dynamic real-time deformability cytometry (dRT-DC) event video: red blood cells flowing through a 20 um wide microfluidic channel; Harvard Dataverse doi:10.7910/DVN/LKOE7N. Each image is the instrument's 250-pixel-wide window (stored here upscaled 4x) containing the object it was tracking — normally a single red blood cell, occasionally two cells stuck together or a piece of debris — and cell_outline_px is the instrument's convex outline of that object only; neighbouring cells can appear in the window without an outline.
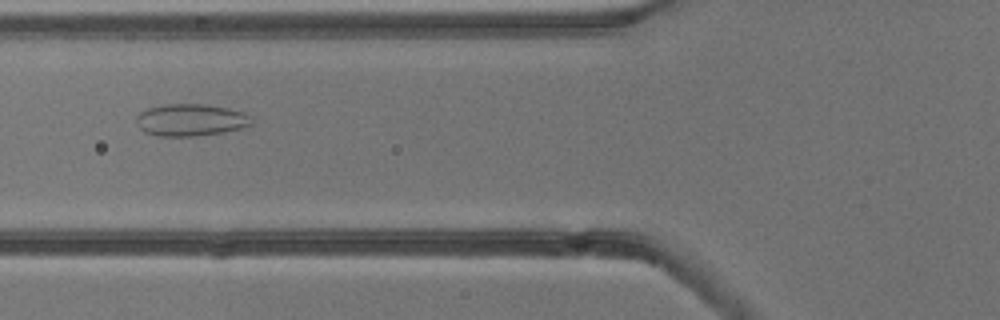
{"species": "common noctule bat (a hibernating species)", "species_latin": "Nyctalus noctula", "temperature_condition": "cold", "stored_images_in_passage": 53, "camera_frame_rate_fps": 3000, "um_per_image_px": 0.085, "animal": {"sex": "male", "body_mass_g": 13.3}, "frame": {"image": 1, "passage_image": 20, "time_ms": 6.333, "image_size_px": [1000, 320], "cell_outline_px": [[252, 124], [244, 128], [196, 136], [156, 136], [144, 132], [140, 128], [136, 120], [136, 116], [140, 112], [148, 108], [164, 104], [204, 104], [244, 112], [252, 116]], "centroid_in_image_um": [16.2, 10.2], "position_along_channel_um": 109.6, "area_um2": 21.56}}
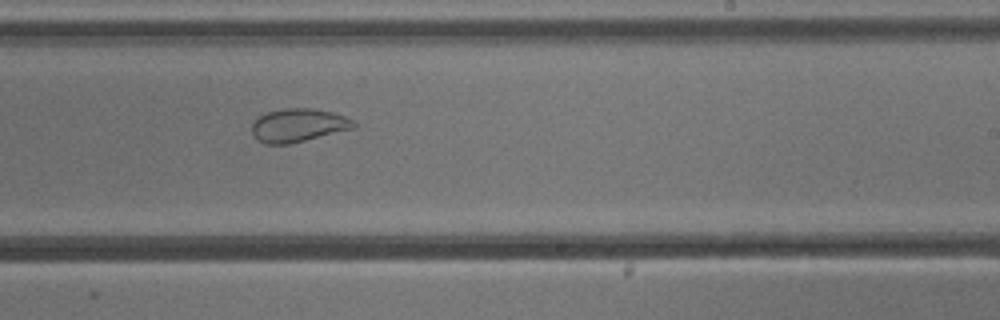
{"frame": {"image": 2, "passage_image": 32, "time_ms": 10.333, "image_size_px": [1000, 320], "cell_outline_px": [[356, 128], [288, 144], [268, 144], [256, 140], [252, 136], [252, 124], [260, 116], [268, 112], [284, 108], [312, 108], [332, 112], [344, 116], [352, 120], [356, 124]], "centroid_in_image_um": [25.35, 10.65], "position_along_channel_um": 263.7, "area_um2": 19.71}}
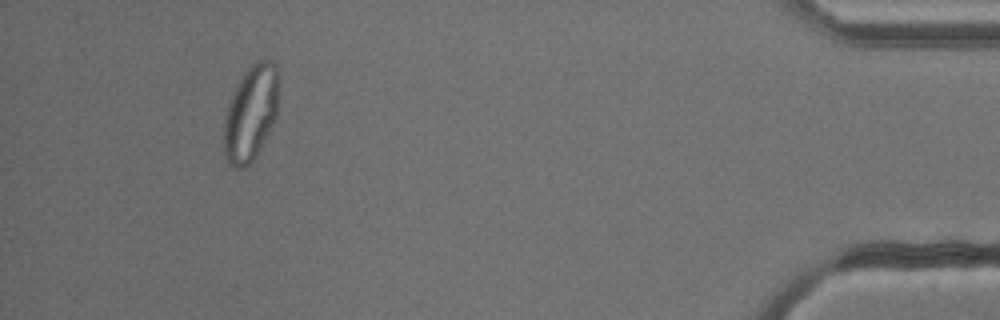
{"frame": {"image": 3, "passage_image": 49, "time_ms": 16.0, "image_size_px": [1000, 320], "cell_outline_px": [[276, 116], [256, 156], [244, 168], [232, 168], [228, 164], [224, 156], [224, 120], [228, 104], [236, 84], [244, 72], [256, 60], [268, 60], [276, 68]], "centroid_in_image_um": [21.25, 9.67], "position_along_channel_um": 413.9, "area_um2": 29.88}, "authors_computed_cell_mechanics": {"area_um2": 27.8018, "velocity_mm_per_s": 3.8537, "shape_relaxation_time_tau1_ms": null, "shape_relaxation_time_tau2_ms": 0.7193, "deformation_change_tau1": null, "deformation_change_tau2": 0.0583}}